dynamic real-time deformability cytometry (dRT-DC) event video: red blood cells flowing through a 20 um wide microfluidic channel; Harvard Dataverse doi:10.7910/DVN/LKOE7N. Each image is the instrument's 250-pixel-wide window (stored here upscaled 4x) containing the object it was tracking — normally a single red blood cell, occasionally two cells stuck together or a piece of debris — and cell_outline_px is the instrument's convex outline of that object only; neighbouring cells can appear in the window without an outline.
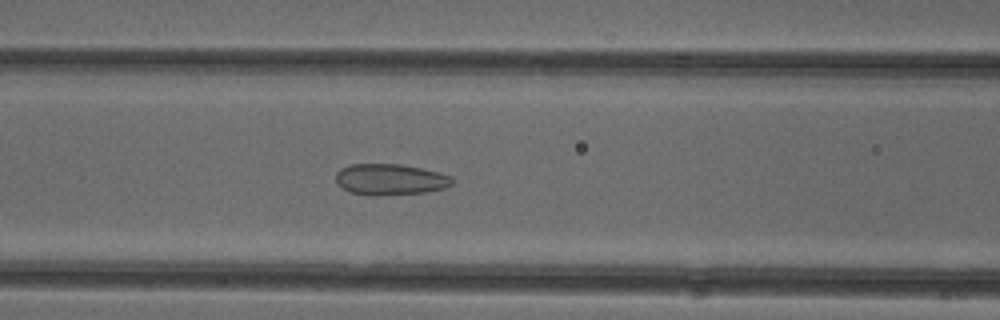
{"species": "common noctule bat (a hibernating species)", "species_latin": "Nyctalus noctula", "temperature_condition": "cold", "stored_images_in_passage": 52, "camera_frame_rate_fps": 3000, "um_per_image_px": 0.085, "animal": {"sex": "female"}, "frame": {"image": 1, "passage_image": 22, "time_ms": 7.0, "image_size_px": [1000, 320], "cell_outline_px": [[452, 184], [444, 188], [428, 192], [376, 196], [368, 196], [348, 192], [336, 184], [336, 172], [340, 168], [352, 164], [400, 164], [440, 172], [452, 176]], "centroid_in_image_um": [33.13, 15.26], "position_along_channel_um": 133.5, "area_um2": 21.44}}
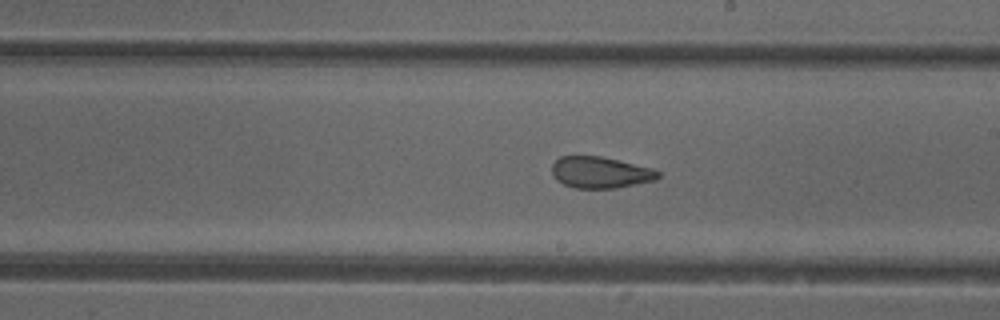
{"frame": {"image": 2, "passage_image": 30, "time_ms": 9.667, "image_size_px": [1000, 320], "cell_outline_px": [[660, 176], [656, 180], [616, 188], [576, 188], [564, 184], [556, 180], [552, 172], [552, 164], [560, 156], [600, 156], [652, 168], [660, 172]], "centroid_in_image_um": [51.03, 14.66], "position_along_channel_um": 238.0, "area_um2": 19.36}}
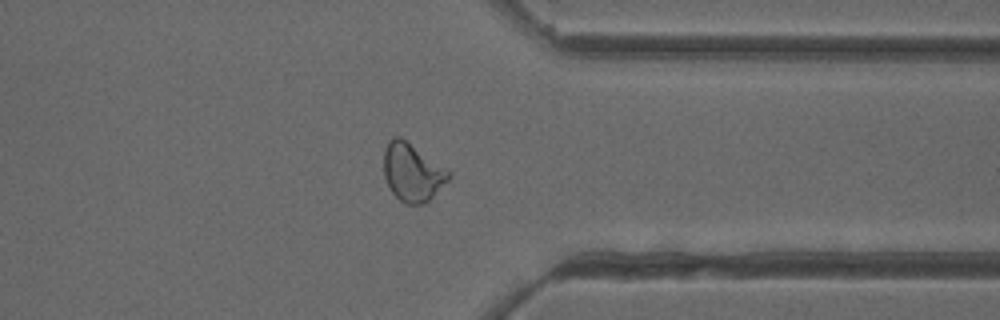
{"frame": {"image": 3, "passage_image": 41, "time_ms": 13.333, "image_size_px": [1000, 320], "cell_outline_px": [[452, 176], [424, 204], [404, 204], [392, 192], [384, 176], [384, 152], [388, 140], [392, 136], [400, 136], [452, 172]], "centroid_in_image_um": [35.04, 14.63], "position_along_channel_um": 376.4, "area_um2": 21.79}, "authors_computed_cell_mechanics": {"area_um2": 22.3975, "velocity_mm_per_s": 3.9209, "shape_relaxation_time_tau1_ms": null, "shape_relaxation_time_tau2_ms": 1.4016, "deformation_change_tau1": null, "deformation_change_tau2": 0.0834}}